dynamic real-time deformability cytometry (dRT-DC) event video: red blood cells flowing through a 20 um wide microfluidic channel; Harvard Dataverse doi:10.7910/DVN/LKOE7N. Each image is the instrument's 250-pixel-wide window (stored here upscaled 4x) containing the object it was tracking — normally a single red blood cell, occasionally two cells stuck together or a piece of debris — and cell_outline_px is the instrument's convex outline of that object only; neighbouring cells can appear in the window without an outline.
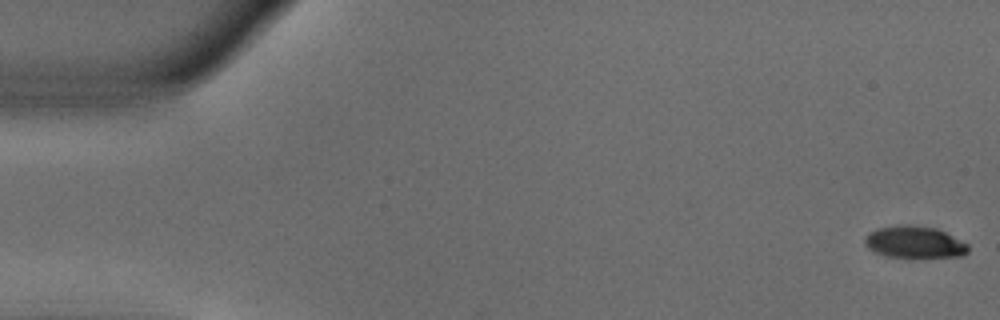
{"species": "common noctule bat (a hibernating species)", "species_latin": "Nyctalus noctula", "temperature_condition": "warm", "stored_images_in_passage": 53, "camera_frame_rate_fps": 3000, "um_per_image_px": 0.085, "animal": {"sex": "male", "body_mass_g": 18.8}, "frame": {"image": 1, "passage_image": 1, "time_ms": 0.0, "image_size_px": [1000, 320], "cell_outline_px": [[968, 252], [964, 256], [916, 260], [908, 260], [884, 256], [872, 252], [864, 244], [864, 236], [868, 232], [876, 228], [908, 224], [936, 228], [968, 244]], "centroid_in_image_um": [77.7, 20.65], "position_along_channel_um": 7.3, "area_um2": 20.35}}
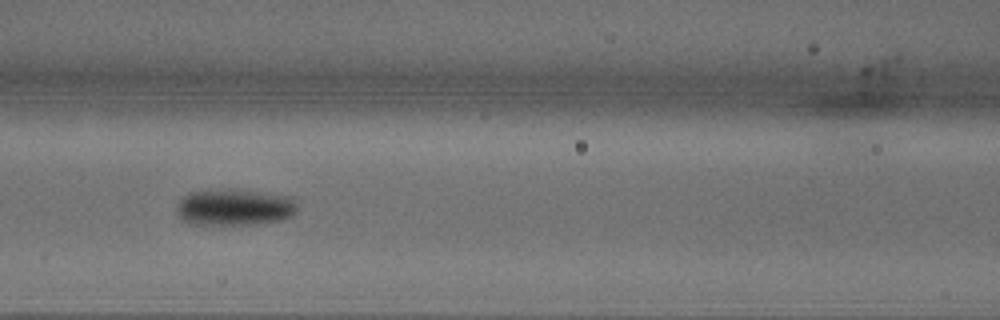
{"frame": {"image": 2, "passage_image": 23, "time_ms": 7.333, "image_size_px": [1000, 320], "cell_outline_px": [[296, 208], [292, 216], [280, 220], [260, 224], [204, 228], [188, 224], [176, 216], [176, 204], [188, 192], [232, 188], [264, 192], [284, 196], [292, 200], [296, 204]], "centroid_in_image_um": [19.8, 17.67], "position_along_channel_um": 146.8, "area_um2": 26.93}}
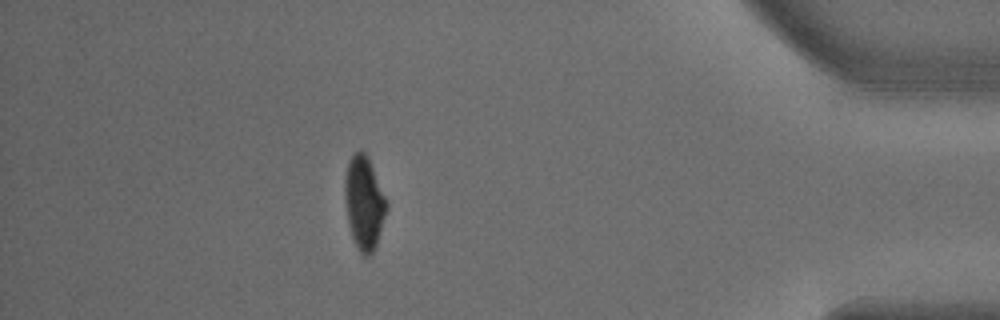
{"frame": {"image": 3, "passage_image": 47, "time_ms": 15.333, "image_size_px": [1000, 320], "cell_outline_px": [[388, 204], [376, 244], [372, 252], [368, 256], [364, 256], [356, 248], [348, 224], [344, 196], [344, 180], [348, 160], [360, 148], [368, 156]], "centroid_in_image_um": [30.92, 17.21], "position_along_channel_um": 404.3, "area_um2": 22.54}, "authors_computed_cell_mechanics": {"area_um2": 23.1778, "velocity_mm_per_s": 3.8046, "shape_relaxation_time_tau1_ms": 3.0016, "shape_relaxation_time_tau2_ms": null, "deformation_change_tau1": 0.152, "deformation_change_tau2": null}}